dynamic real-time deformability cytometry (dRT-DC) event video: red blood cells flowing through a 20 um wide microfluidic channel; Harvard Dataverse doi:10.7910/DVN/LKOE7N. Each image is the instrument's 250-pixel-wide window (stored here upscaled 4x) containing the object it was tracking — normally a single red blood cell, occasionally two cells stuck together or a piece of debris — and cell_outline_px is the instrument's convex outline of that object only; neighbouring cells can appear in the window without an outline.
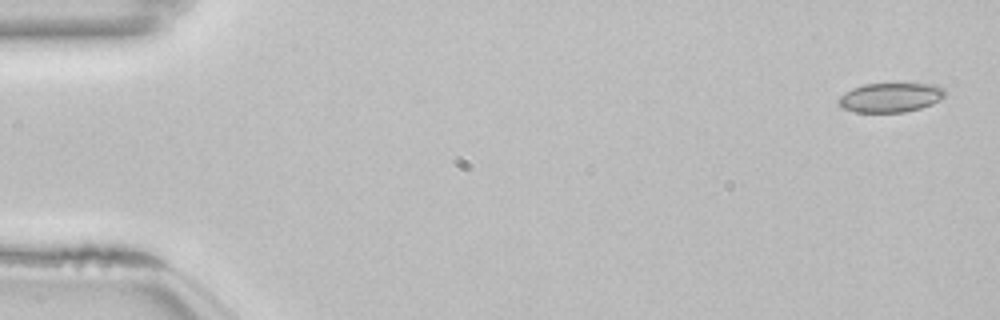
{"species": "common noctule bat (a hibernating species)", "species_latin": "Nyctalus noctula", "temperature_condition": "room temperature", "stored_images_in_passage": 54, "camera_frame_rate_fps": 3000, "um_per_image_px": 0.085, "animal": {"sex": "female", "body_mass_g": 22.7, "forearm_length_mm": 54.2}, "frame": {"image": 1, "passage_image": 2, "time_ms": 0.333, "image_size_px": [1000, 320], "cell_outline_px": [[948, 92], [940, 100], [932, 104], [920, 108], [904, 112], [856, 112], [844, 108], [836, 104], [836, 100], [840, 96], [852, 88], [864, 84], [936, 84], [944, 88]], "centroid_in_image_um": [75.7, 8.28], "position_along_channel_um": 9.3, "area_um2": 18.32}}
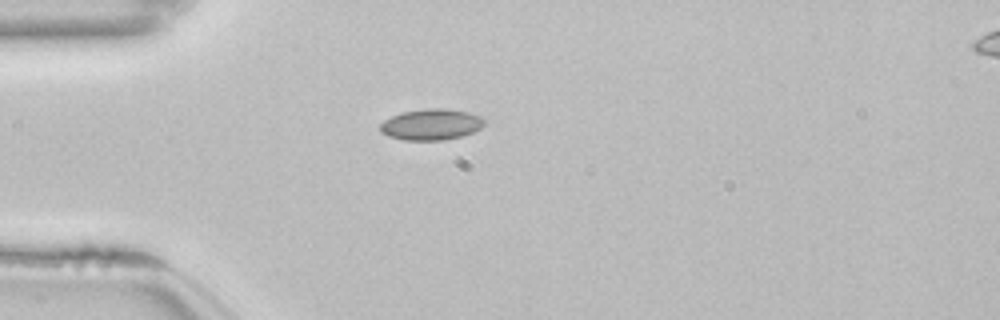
{"frame": {"image": 2, "passage_image": 15, "time_ms": 4.667, "image_size_px": [1000, 320], "cell_outline_px": [[484, 124], [480, 128], [472, 132], [460, 136], [444, 140], [404, 140], [388, 136], [380, 132], [380, 124], [384, 120], [400, 112], [428, 108], [444, 108], [468, 112], [480, 116], [484, 120]], "centroid_in_image_um": [36.62, 10.57], "position_along_channel_um": 48.4, "area_um2": 18.84}}
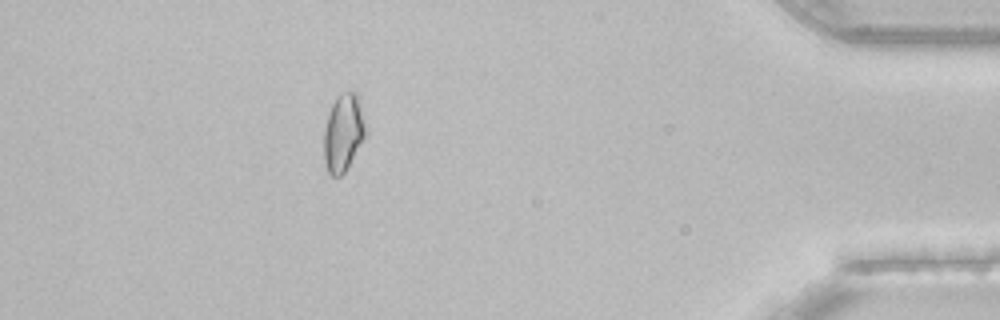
{"frame": {"image": 3, "passage_image": 48, "time_ms": 15.667, "image_size_px": [1000, 320], "cell_outline_px": [[364, 136], [344, 172], [340, 176], [332, 176], [328, 172], [324, 160], [324, 128], [328, 112], [336, 96], [340, 92], [356, 92], [360, 104], [364, 124]], "centroid_in_image_um": [29.13, 11.25], "position_along_channel_um": 406.1, "area_um2": 18.32}, "authors_computed_cell_mechanics": {"area_um2": 17.8602, "velocity_mm_per_s": 3.8477, "shape_relaxation_time_tau1_ms": null, "shape_relaxation_time_tau2_ms": 5.2794, "deformation_change_tau1": null, "deformation_change_tau2": 0.0846}}